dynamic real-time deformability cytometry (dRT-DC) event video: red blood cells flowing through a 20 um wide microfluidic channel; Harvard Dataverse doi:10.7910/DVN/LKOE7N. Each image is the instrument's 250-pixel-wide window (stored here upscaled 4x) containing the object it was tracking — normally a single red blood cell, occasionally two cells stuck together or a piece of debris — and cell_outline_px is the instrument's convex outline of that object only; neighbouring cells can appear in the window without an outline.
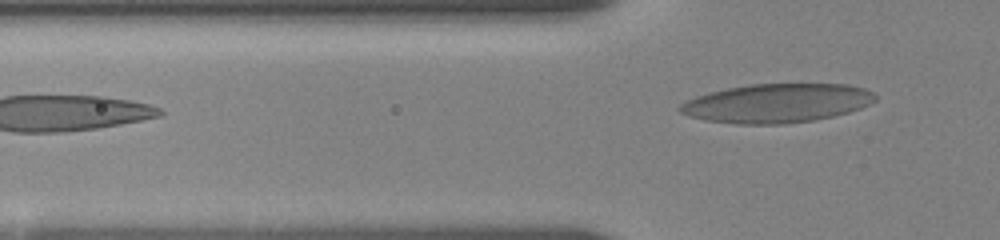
{"species": "human", "species_latin": "Homo sapiens", "temperature_condition": "room temperature", "stored_images_in_passage": 5, "camera_frame_rate_fps": 3000, "um_per_image_px": 0.085, "donor": {"sex": "female"}, "frame": {"image": 1, "passage_image": 5, "time_ms": 2.667, "image_size_px": [1000, 240], "cell_outline_px": [[876, 100], [860, 108], [848, 112], [832, 116], [812, 120], [784, 124], [736, 124], [704, 120], [688, 116], [680, 112], [676, 108], [680, 104], [696, 96], [728, 88], [752, 84], [848, 84], [864, 88], [876, 92]], "centroid_in_image_um": [66.03, 8.77], "position_along_channel_um": 59.8, "area_um2": 44.27}}